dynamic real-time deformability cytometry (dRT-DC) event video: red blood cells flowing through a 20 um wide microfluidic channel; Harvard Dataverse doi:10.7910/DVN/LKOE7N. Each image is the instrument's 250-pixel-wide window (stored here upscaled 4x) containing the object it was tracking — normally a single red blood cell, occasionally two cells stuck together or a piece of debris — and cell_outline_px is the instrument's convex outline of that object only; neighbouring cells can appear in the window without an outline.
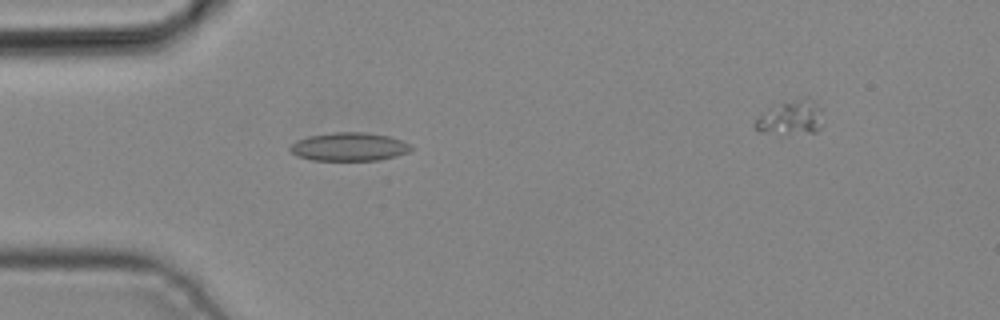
{"species": "common noctule bat (a hibernating species)", "species_latin": "Nyctalus noctula", "temperature_condition": "cold", "stored_images_in_passage": 4, "segment_of_instrument_passage": [1, 2], "camera_frame_rate_fps": 3000, "um_per_image_px": 0.085, "animal": {"sex": "male", "body_mass_g": 19.2, "forearm_length_mm": 51.8}, "frame": {"image": 1, "passage_image": 3, "time_ms": 0.667, "image_size_px": [1000, 320], "cell_outline_px": [[416, 148], [408, 152], [396, 156], [380, 160], [312, 160], [296, 156], [288, 148], [296, 140], [308, 136], [336, 132], [364, 132], [388, 136], [400, 140]], "centroid_in_image_um": [29.67, 12.48], "position_along_channel_um": 55.3, "area_um2": 20.0}}